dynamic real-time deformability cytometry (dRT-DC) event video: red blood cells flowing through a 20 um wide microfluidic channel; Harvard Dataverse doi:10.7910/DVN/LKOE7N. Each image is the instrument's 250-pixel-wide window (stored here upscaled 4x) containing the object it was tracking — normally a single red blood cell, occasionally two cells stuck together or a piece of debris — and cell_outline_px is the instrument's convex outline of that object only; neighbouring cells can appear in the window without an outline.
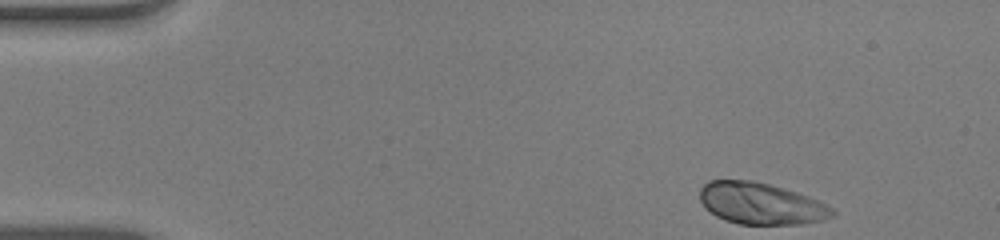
{"species": "human", "species_latin": "Homo sapiens", "temperature_condition": "warm", "stored_images_in_passage": 47, "camera_frame_rate_fps": 3000, "um_per_image_px": 0.085, "donor": {"sex": "male"}, "frame": {"image": 1, "passage_image": 1, "time_ms": 0.0, "image_size_px": [1000, 240], "cell_outline_px": [[836, 216], [824, 220], [800, 224], [740, 224], [724, 220], [716, 216], [704, 208], [700, 200], [700, 188], [708, 180], [752, 180], [768, 184], [796, 192], [808, 196], [832, 208], [836, 212]], "centroid_in_image_um": [64.66, 17.31], "position_along_channel_um": 20.3, "area_um2": 32.19}}
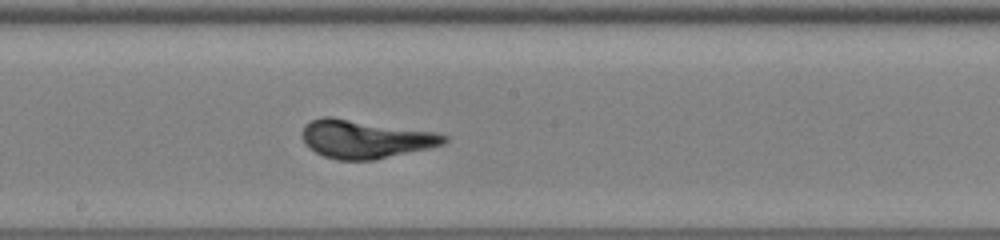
{"frame": {"image": 2, "passage_image": 24, "time_ms": 7.667, "image_size_px": [1000, 240], "cell_outline_px": [[448, 140], [444, 144], [428, 148], [372, 160], [336, 160], [324, 156], [316, 152], [304, 144], [304, 124], [312, 120], [324, 116], [332, 116], [436, 132], [448, 136]], "centroid_in_image_um": [31.05, 11.81], "position_along_channel_um": 217.2, "area_um2": 31.56}}
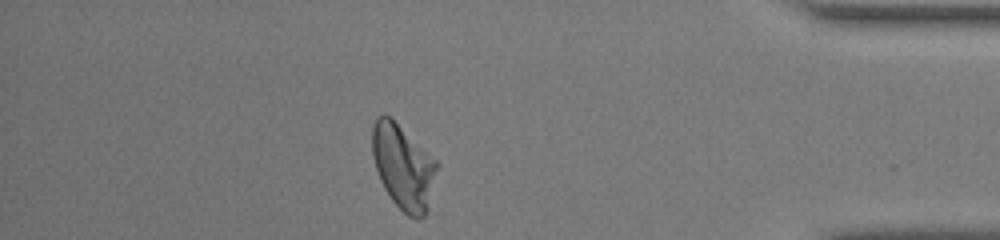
{"frame": {"image": 3, "passage_image": 41, "time_ms": 13.333, "image_size_px": [1000, 240], "cell_outline_px": [[440, 164], [424, 216], [416, 220], [408, 216], [392, 200], [384, 188], [380, 180], [372, 156], [372, 124], [376, 116], [384, 112], [392, 116]], "centroid_in_image_um": [34.25, 14.1], "position_along_channel_um": 400.9, "area_um2": 32.25}}